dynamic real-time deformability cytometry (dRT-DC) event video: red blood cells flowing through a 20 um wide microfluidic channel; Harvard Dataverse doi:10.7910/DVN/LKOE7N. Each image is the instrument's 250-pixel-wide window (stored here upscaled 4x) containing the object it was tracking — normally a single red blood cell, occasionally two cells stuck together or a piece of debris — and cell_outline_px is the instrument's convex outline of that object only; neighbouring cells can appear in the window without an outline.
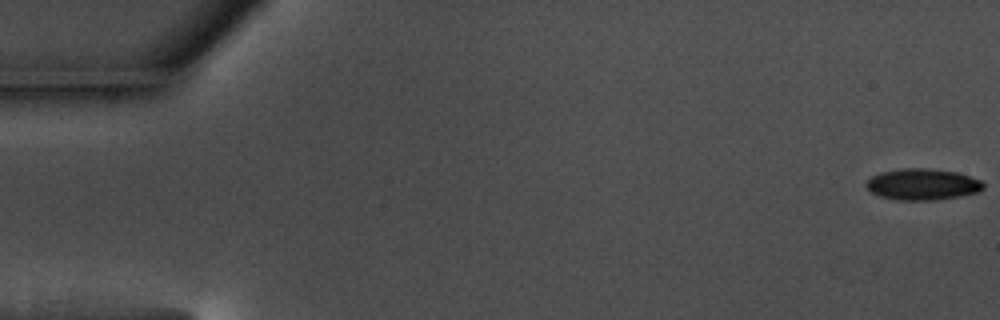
{"species": "common noctule bat (a hibernating species)", "species_latin": "Nyctalus noctula", "temperature_condition": "warm", "stored_images_in_passage": 58, "camera_frame_rate_fps": 3000, "um_per_image_px": 0.085, "animal": {"sex": "male", "body_mass_g": 17.5, "forearm_length_mm": 52.3}, "frame": {"image": 1, "passage_image": 1, "time_ms": 0.0, "image_size_px": [1000, 320], "cell_outline_px": [[984, 188], [976, 192], [960, 196], [936, 200], [896, 200], [880, 196], [872, 192], [864, 184], [872, 176], [880, 172], [904, 168], [928, 168], [956, 172], [980, 180], [984, 184]], "centroid_in_image_um": [78.39, 15.67], "position_along_channel_um": 6.6, "area_um2": 21.27}}
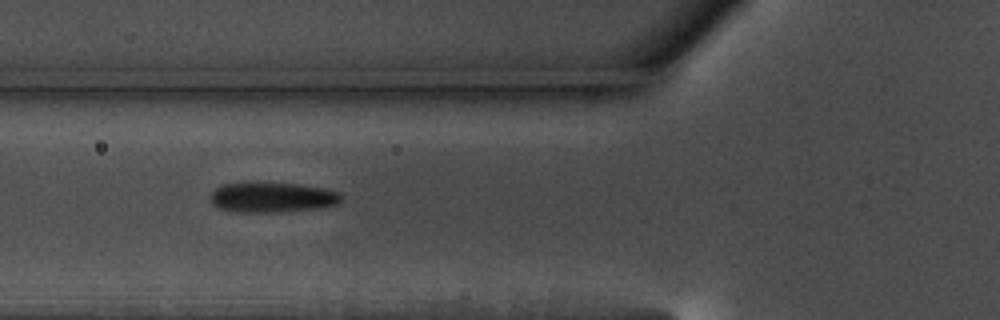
{"frame": {"image": 2, "passage_image": 22, "time_ms": 7.0, "image_size_px": [1000, 320], "cell_outline_px": [[340, 200], [336, 204], [316, 208], [280, 212], [232, 212], [216, 208], [212, 204], [212, 192], [216, 188], [224, 184], [300, 184], [340, 192]], "centroid_in_image_um": [23.1, 16.8], "position_along_channel_um": 102.7, "area_um2": 22.37}}
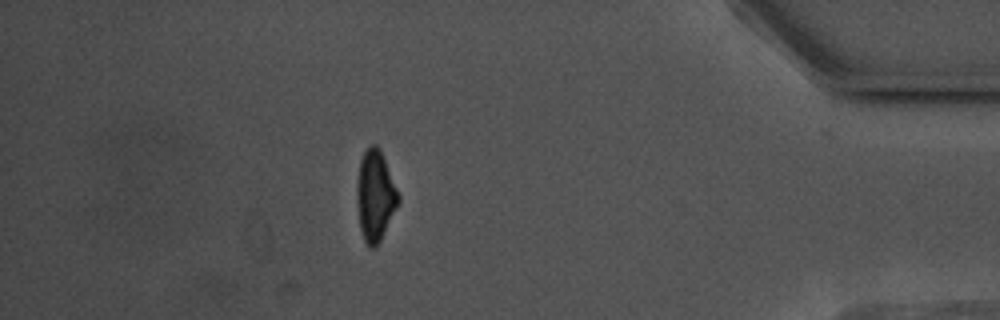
{"frame": {"image": 3, "passage_image": 51, "time_ms": 16.667, "image_size_px": [1000, 320], "cell_outline_px": [[400, 200], [380, 240], [372, 248], [368, 248], [364, 240], [360, 228], [356, 196], [356, 188], [360, 160], [364, 152], [372, 144], [376, 144], [380, 148], [400, 196]], "centroid_in_image_um": [31.88, 16.61], "position_along_channel_um": 403.3, "area_um2": 21.68}, "authors_computed_cell_mechanics": {"area_um2": 22.3686, "velocity_mm_per_s": 3.5755, "shape_relaxation_time_tau1_ms": 3.0906, "shape_relaxation_time_tau2_ms": 2.2272, "deformation_change_tau1": 0.1084, "deformation_change_tau2": 0.081}}